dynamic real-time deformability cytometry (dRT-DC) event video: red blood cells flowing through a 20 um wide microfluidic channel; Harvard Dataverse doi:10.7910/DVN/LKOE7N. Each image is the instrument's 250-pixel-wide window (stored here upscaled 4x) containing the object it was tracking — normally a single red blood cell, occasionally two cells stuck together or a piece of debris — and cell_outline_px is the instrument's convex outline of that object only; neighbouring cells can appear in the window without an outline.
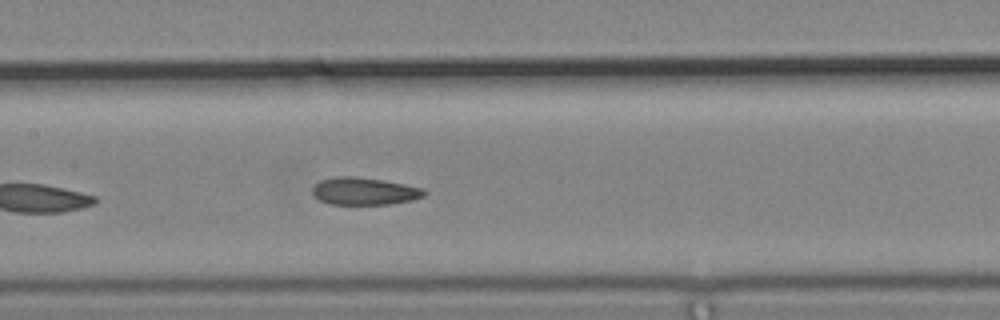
{"species": "common noctule bat (a hibernating species)", "species_latin": "Nyctalus noctula", "temperature_condition": "cold", "stored_images_in_passage": 26, "camera_frame_rate_fps": 3000, "um_per_image_px": 0.085, "animal": {"sex": "male", "body_mass_g": 19.2, "forearm_length_mm": 51.8}, "frame": {"image": 1, "passage_image": 12, "time_ms": 3.667, "image_size_px": [1000, 320], "cell_outline_px": [[428, 192], [424, 196], [412, 200], [388, 204], [332, 204], [320, 200], [312, 192], [312, 188], [320, 180], [336, 176], [356, 176], [384, 180], [424, 188]], "centroid_in_image_um": [31.0, 16.24], "position_along_channel_um": 176.4, "area_um2": 17.86}}